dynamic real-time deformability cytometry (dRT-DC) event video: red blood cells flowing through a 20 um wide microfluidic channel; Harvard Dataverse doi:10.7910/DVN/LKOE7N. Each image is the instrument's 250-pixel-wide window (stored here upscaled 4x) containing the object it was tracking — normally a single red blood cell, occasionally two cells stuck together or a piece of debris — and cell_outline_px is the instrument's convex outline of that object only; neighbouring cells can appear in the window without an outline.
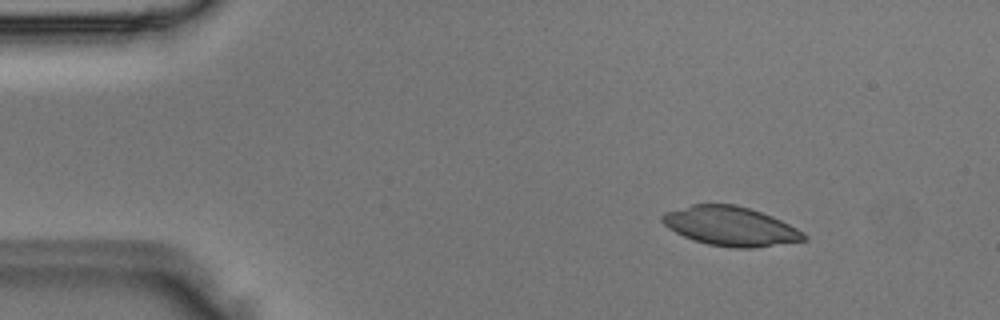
{"species": "Egyptian fruit bat (a non-hibernating species)", "species_latin": "Rousettus aegyptiacus", "temperature_condition": "room temperature", "stored_images_in_passage": 4, "camera_frame_rate_fps": 3000, "um_per_image_px": 0.085, "animal": {"sex": "male"}, "frame": {"image": 1, "passage_image": 2, "time_ms": 0.333, "image_size_px": [1000, 320], "cell_outline_px": [[808, 240], [752, 248], [732, 248], [708, 244], [684, 236], [668, 228], [660, 220], [660, 216], [664, 212], [692, 204], [736, 204], [772, 216], [804, 232], [808, 236]], "centroid_in_image_um": [62.09, 19.22], "position_along_channel_um": 22.9, "area_um2": 32.31}}